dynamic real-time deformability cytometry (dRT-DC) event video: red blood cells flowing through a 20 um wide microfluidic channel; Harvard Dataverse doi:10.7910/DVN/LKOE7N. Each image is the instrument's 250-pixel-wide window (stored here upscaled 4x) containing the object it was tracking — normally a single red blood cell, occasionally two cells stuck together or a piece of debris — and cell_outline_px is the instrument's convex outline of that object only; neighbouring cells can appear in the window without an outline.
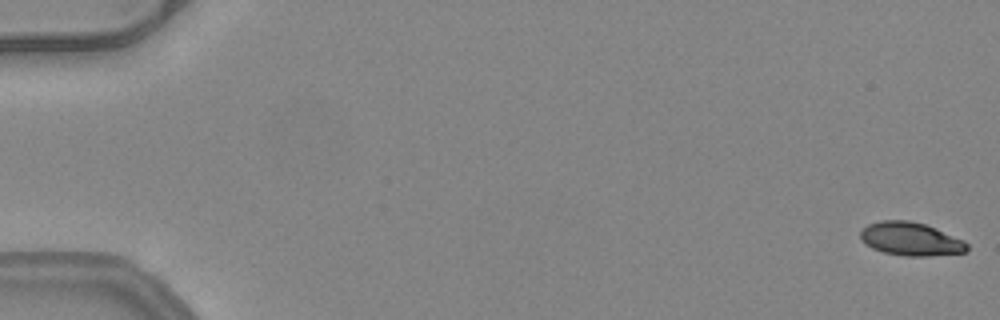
{"species": "common noctule bat (a hibernating species)", "species_latin": "Nyctalus noctula", "temperature_condition": "warm", "stored_images_in_passage": 53, "camera_frame_rate_fps": 3000, "um_per_image_px": 0.085, "animal": {"sex": "female", "body_mass_g": 24.6, "forearm_length_mm": 56.2}, "frame": {"image": 1, "passage_image": 1, "time_ms": 0.0, "image_size_px": [1000, 320], "cell_outline_px": [[968, 252], [928, 256], [904, 256], [884, 252], [872, 248], [864, 244], [860, 240], [860, 232], [868, 224], [880, 220], [908, 220], [924, 224], [936, 228], [964, 240], [968, 244]], "centroid_in_image_um": [77.41, 20.32], "position_along_channel_um": 7.6, "area_um2": 20.87}}
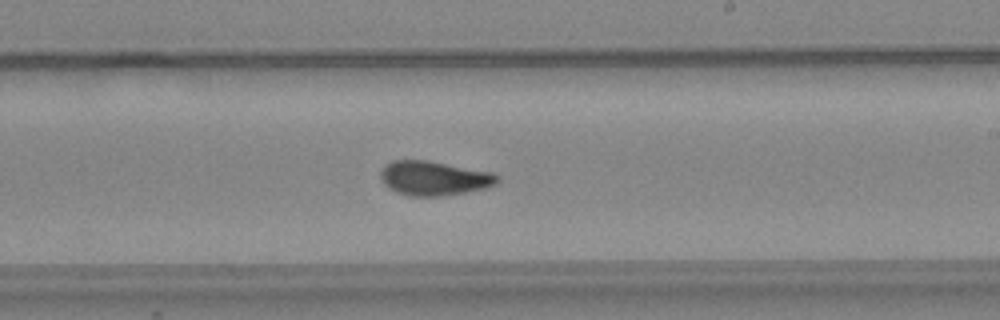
{"frame": {"image": 2, "passage_image": 32, "time_ms": 10.333, "image_size_px": [1000, 320], "cell_outline_px": [[500, 180], [496, 184], [484, 188], [464, 192], [440, 196], [412, 196], [396, 192], [388, 188], [384, 184], [380, 176], [380, 172], [384, 164], [392, 160], [428, 160], [492, 172], [500, 176]], "centroid_in_image_um": [36.87, 15.13], "position_along_channel_um": 252.1, "area_um2": 23.47}}
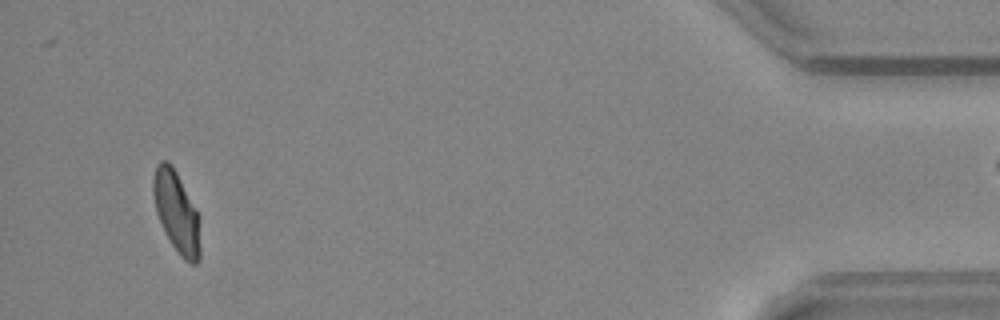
{"frame": {"image": 3, "passage_image": 50, "time_ms": 16.333, "image_size_px": [1000, 320], "cell_outline_px": [[200, 260], [196, 264], [192, 264], [184, 260], [180, 256], [172, 244], [156, 212], [152, 192], [152, 180], [156, 164], [160, 160], [168, 160], [172, 164], [196, 208], [200, 216]], "centroid_in_image_um": [15.02, 18.0], "position_along_channel_um": 420.2, "area_um2": 22.48}, "authors_computed_cell_mechanics": {"area_um2": 22.4264, "velocity_mm_per_s": 4.0337, "shape_relaxation_time_tau1_ms": 6.075, "shape_relaxation_time_tau2_ms": 1.6148, "deformation_change_tau1": 0.1968, "deformation_change_tau2": 0.0816}}